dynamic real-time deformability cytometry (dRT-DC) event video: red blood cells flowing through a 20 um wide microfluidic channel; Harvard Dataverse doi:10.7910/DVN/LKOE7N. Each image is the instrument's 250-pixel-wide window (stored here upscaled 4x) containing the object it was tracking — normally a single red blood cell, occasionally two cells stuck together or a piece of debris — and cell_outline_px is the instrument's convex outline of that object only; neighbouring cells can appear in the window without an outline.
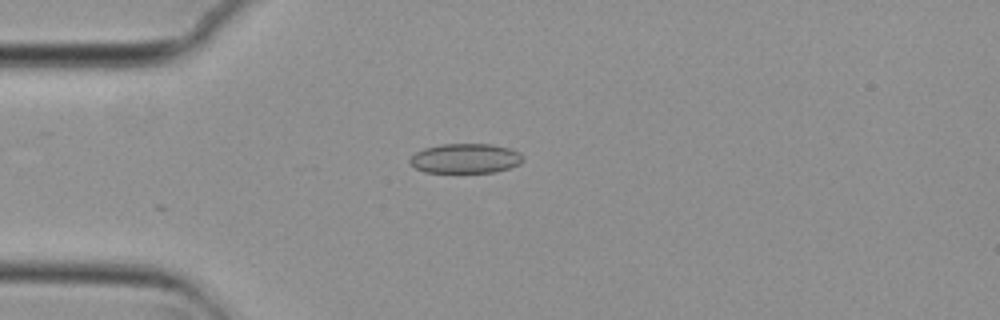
{"species": "common noctule bat (a hibernating species)", "species_latin": "Nyctalus noctula", "temperature_condition": "cold", "stored_images_in_passage": 15, "camera_frame_rate_fps": 3000, "um_per_image_px": 0.085, "animal": {"sex": "female", "body_mass_g": 29.2, "forearm_length_mm": 56.3}, "frame": {"image": 1, "passage_image": 10, "time_ms": 3.0, "image_size_px": [1000, 320], "cell_outline_px": [[524, 160], [520, 164], [496, 172], [424, 172], [416, 168], [408, 160], [416, 152], [424, 148], [440, 144], [492, 144], [508, 148], [520, 152], [524, 156]], "centroid_in_image_um": [39.59, 13.46], "position_along_channel_um": 45.4, "area_um2": 19.59}}
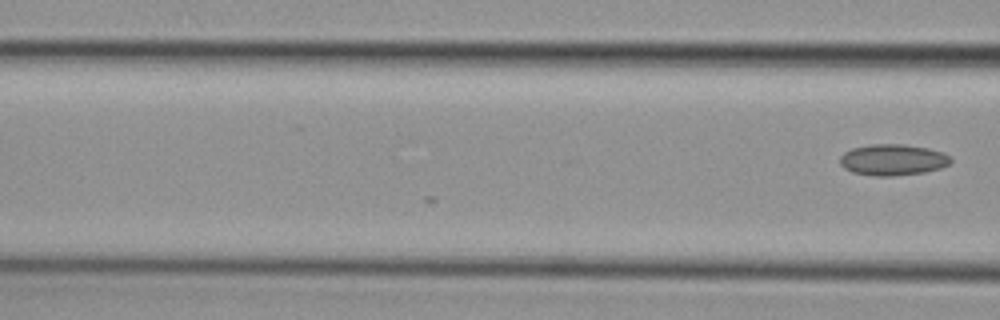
{"frame": {"image": 2, "passage_image": 15, "time_ms": 4.667, "image_size_px": [1000, 320], "cell_outline_px": [[952, 160], [948, 164], [940, 168], [924, 172], [892, 176], [876, 176], [852, 172], [844, 168], [840, 164], [840, 156], [844, 152], [852, 148], [872, 144], [904, 144], [928, 148], [944, 152]], "centroid_in_image_um": [75.87, 13.58], "position_along_channel_um": 90.7, "area_um2": 20.11}}